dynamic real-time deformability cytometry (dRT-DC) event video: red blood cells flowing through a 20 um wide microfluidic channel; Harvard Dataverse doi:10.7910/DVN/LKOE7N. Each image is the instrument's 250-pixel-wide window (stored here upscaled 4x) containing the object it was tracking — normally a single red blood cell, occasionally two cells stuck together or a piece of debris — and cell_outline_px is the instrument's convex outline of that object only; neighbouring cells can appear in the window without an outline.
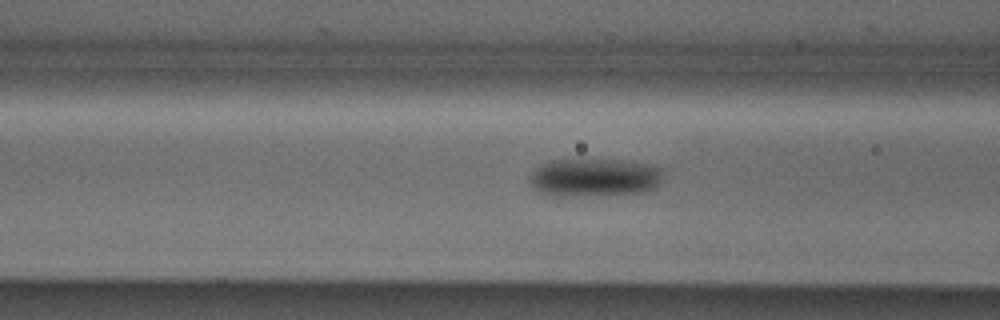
{"species": "Egyptian fruit bat (a non-hibernating species)", "species_latin": "Rousettus aegyptiacus", "temperature_condition": "cold", "stored_images_in_passage": 15, "camera_frame_rate_fps": 3000, "um_per_image_px": 0.085, "animal": {"sex": "male"}, "frame": {"image": 1, "passage_image": 9, "time_ms": 2.667, "image_size_px": [1000, 320], "cell_outline_px": [[664, 172], [656, 188], [640, 192], [568, 196], [552, 196], [536, 192], [532, 188], [532, 172], [540, 164], [552, 160], [624, 160], [648, 164], [664, 168]], "centroid_in_image_um": [50.53, 15.08], "position_along_channel_um": 116.1, "area_um2": 29.59}}
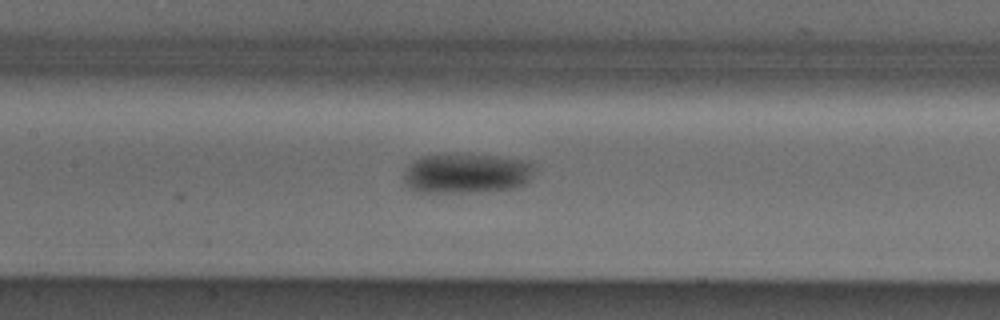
{"frame": {"image": 2, "passage_image": 13, "time_ms": 4.0, "image_size_px": [1000, 320], "cell_outline_px": [[532, 168], [528, 180], [524, 184], [512, 188], [472, 192], [420, 192], [408, 188], [404, 180], [404, 176], [408, 168], [420, 156], [496, 156], [520, 160], [532, 164]], "centroid_in_image_um": [39.61, 14.77], "position_along_channel_um": 167.8, "area_um2": 29.13}}